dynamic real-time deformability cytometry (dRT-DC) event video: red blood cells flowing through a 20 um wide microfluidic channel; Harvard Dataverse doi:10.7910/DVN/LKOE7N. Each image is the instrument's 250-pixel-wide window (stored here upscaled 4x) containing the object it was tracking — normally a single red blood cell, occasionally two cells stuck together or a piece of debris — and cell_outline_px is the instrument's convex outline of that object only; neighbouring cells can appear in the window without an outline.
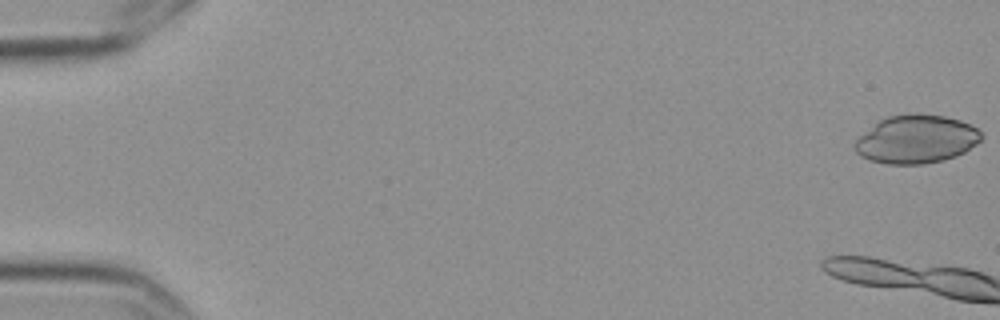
{"species": "Egyptian fruit bat (a non-hibernating species)", "species_latin": "Rousettus aegyptiacus", "temperature_condition": "cold", "stored_images_in_passage": 6, "camera_frame_rate_fps": 3000, "um_per_image_px": 0.085, "frame": {"image": 1, "passage_image": 1, "time_ms": 0.0, "image_size_px": [1000, 320], "cell_outline_px": [[984, 136], [976, 144], [964, 152], [956, 156], [944, 160], [924, 164], [888, 164], [868, 160], [860, 156], [856, 152], [852, 144], [860, 136], [880, 120], [888, 116], [912, 112], [916, 112], [944, 116], [960, 120], [972, 124]], "centroid_in_image_um": [77.89, 11.83], "position_along_channel_um": 7.1, "area_um2": 35.89}}